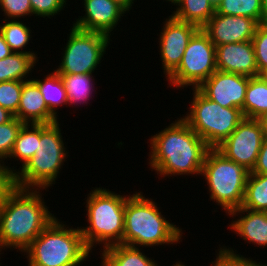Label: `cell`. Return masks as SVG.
<instances>
[{
  "label": "cell",
  "mask_w": 267,
  "mask_h": 266,
  "mask_svg": "<svg viewBox=\"0 0 267 266\" xmlns=\"http://www.w3.org/2000/svg\"><path fill=\"white\" fill-rule=\"evenodd\" d=\"M260 75L267 80V69H265Z\"/></svg>",
  "instance_id": "cell-42"
},
{
  "label": "cell",
  "mask_w": 267,
  "mask_h": 266,
  "mask_svg": "<svg viewBox=\"0 0 267 266\" xmlns=\"http://www.w3.org/2000/svg\"><path fill=\"white\" fill-rule=\"evenodd\" d=\"M25 123L15 116L7 123L0 125V160L5 161L12 152L15 140Z\"/></svg>",
  "instance_id": "cell-29"
},
{
  "label": "cell",
  "mask_w": 267,
  "mask_h": 266,
  "mask_svg": "<svg viewBox=\"0 0 267 266\" xmlns=\"http://www.w3.org/2000/svg\"><path fill=\"white\" fill-rule=\"evenodd\" d=\"M261 24L267 25V0H262Z\"/></svg>",
  "instance_id": "cell-40"
},
{
  "label": "cell",
  "mask_w": 267,
  "mask_h": 266,
  "mask_svg": "<svg viewBox=\"0 0 267 266\" xmlns=\"http://www.w3.org/2000/svg\"><path fill=\"white\" fill-rule=\"evenodd\" d=\"M241 207L267 212V174L249 173Z\"/></svg>",
  "instance_id": "cell-25"
},
{
  "label": "cell",
  "mask_w": 267,
  "mask_h": 266,
  "mask_svg": "<svg viewBox=\"0 0 267 266\" xmlns=\"http://www.w3.org/2000/svg\"><path fill=\"white\" fill-rule=\"evenodd\" d=\"M215 262L211 266H267V264L258 263L252 258H245L241 254H237L236 250L227 248L226 246L219 247Z\"/></svg>",
  "instance_id": "cell-31"
},
{
  "label": "cell",
  "mask_w": 267,
  "mask_h": 266,
  "mask_svg": "<svg viewBox=\"0 0 267 266\" xmlns=\"http://www.w3.org/2000/svg\"><path fill=\"white\" fill-rule=\"evenodd\" d=\"M23 81L0 82V106L15 115L17 113Z\"/></svg>",
  "instance_id": "cell-30"
},
{
  "label": "cell",
  "mask_w": 267,
  "mask_h": 266,
  "mask_svg": "<svg viewBox=\"0 0 267 266\" xmlns=\"http://www.w3.org/2000/svg\"><path fill=\"white\" fill-rule=\"evenodd\" d=\"M31 79L38 85L49 111L57 118V107L69 104L67 92L60 74L53 71L45 76V79Z\"/></svg>",
  "instance_id": "cell-23"
},
{
  "label": "cell",
  "mask_w": 267,
  "mask_h": 266,
  "mask_svg": "<svg viewBox=\"0 0 267 266\" xmlns=\"http://www.w3.org/2000/svg\"><path fill=\"white\" fill-rule=\"evenodd\" d=\"M228 215L232 216V218L240 215L237 220L232 221L229 225L231 231L233 230L235 234H238L241 238L243 237V240L247 241V243L256 244L261 248L267 246L266 211H253L240 207L230 211Z\"/></svg>",
  "instance_id": "cell-18"
},
{
  "label": "cell",
  "mask_w": 267,
  "mask_h": 266,
  "mask_svg": "<svg viewBox=\"0 0 267 266\" xmlns=\"http://www.w3.org/2000/svg\"><path fill=\"white\" fill-rule=\"evenodd\" d=\"M266 131L258 119L245 118L216 149L226 158L252 171Z\"/></svg>",
  "instance_id": "cell-11"
},
{
  "label": "cell",
  "mask_w": 267,
  "mask_h": 266,
  "mask_svg": "<svg viewBox=\"0 0 267 266\" xmlns=\"http://www.w3.org/2000/svg\"><path fill=\"white\" fill-rule=\"evenodd\" d=\"M13 51L9 47V45L6 43L3 35L0 33V60L11 55Z\"/></svg>",
  "instance_id": "cell-37"
},
{
  "label": "cell",
  "mask_w": 267,
  "mask_h": 266,
  "mask_svg": "<svg viewBox=\"0 0 267 266\" xmlns=\"http://www.w3.org/2000/svg\"><path fill=\"white\" fill-rule=\"evenodd\" d=\"M257 25L258 23L252 18L221 15L215 12L202 30L215 46H219L252 40Z\"/></svg>",
  "instance_id": "cell-14"
},
{
  "label": "cell",
  "mask_w": 267,
  "mask_h": 266,
  "mask_svg": "<svg viewBox=\"0 0 267 266\" xmlns=\"http://www.w3.org/2000/svg\"><path fill=\"white\" fill-rule=\"evenodd\" d=\"M216 65L218 71L247 77L260 76L252 40L216 46Z\"/></svg>",
  "instance_id": "cell-16"
},
{
  "label": "cell",
  "mask_w": 267,
  "mask_h": 266,
  "mask_svg": "<svg viewBox=\"0 0 267 266\" xmlns=\"http://www.w3.org/2000/svg\"><path fill=\"white\" fill-rule=\"evenodd\" d=\"M258 120L262 124V126L264 127L266 134H267V112H265L263 115H261L258 118Z\"/></svg>",
  "instance_id": "cell-41"
},
{
  "label": "cell",
  "mask_w": 267,
  "mask_h": 266,
  "mask_svg": "<svg viewBox=\"0 0 267 266\" xmlns=\"http://www.w3.org/2000/svg\"><path fill=\"white\" fill-rule=\"evenodd\" d=\"M68 0H30L33 15L36 17H48L60 14L59 12L63 10L66 6Z\"/></svg>",
  "instance_id": "cell-34"
},
{
  "label": "cell",
  "mask_w": 267,
  "mask_h": 266,
  "mask_svg": "<svg viewBox=\"0 0 267 266\" xmlns=\"http://www.w3.org/2000/svg\"><path fill=\"white\" fill-rule=\"evenodd\" d=\"M14 116L29 124H51L59 121L49 111L38 85L32 79L23 81L19 107Z\"/></svg>",
  "instance_id": "cell-17"
},
{
  "label": "cell",
  "mask_w": 267,
  "mask_h": 266,
  "mask_svg": "<svg viewBox=\"0 0 267 266\" xmlns=\"http://www.w3.org/2000/svg\"><path fill=\"white\" fill-rule=\"evenodd\" d=\"M258 73L267 69V25L258 24L252 38Z\"/></svg>",
  "instance_id": "cell-32"
},
{
  "label": "cell",
  "mask_w": 267,
  "mask_h": 266,
  "mask_svg": "<svg viewBox=\"0 0 267 266\" xmlns=\"http://www.w3.org/2000/svg\"><path fill=\"white\" fill-rule=\"evenodd\" d=\"M216 70V46L200 28L190 39L181 63L167 81L176 88H198Z\"/></svg>",
  "instance_id": "cell-9"
},
{
  "label": "cell",
  "mask_w": 267,
  "mask_h": 266,
  "mask_svg": "<svg viewBox=\"0 0 267 266\" xmlns=\"http://www.w3.org/2000/svg\"><path fill=\"white\" fill-rule=\"evenodd\" d=\"M161 29L158 39L161 53L159 55L167 78L181 63L190 39L200 28L170 15Z\"/></svg>",
  "instance_id": "cell-12"
},
{
  "label": "cell",
  "mask_w": 267,
  "mask_h": 266,
  "mask_svg": "<svg viewBox=\"0 0 267 266\" xmlns=\"http://www.w3.org/2000/svg\"><path fill=\"white\" fill-rule=\"evenodd\" d=\"M177 119L149 139V166L164 178L201 175L210 147L181 117Z\"/></svg>",
  "instance_id": "cell-2"
},
{
  "label": "cell",
  "mask_w": 267,
  "mask_h": 266,
  "mask_svg": "<svg viewBox=\"0 0 267 266\" xmlns=\"http://www.w3.org/2000/svg\"><path fill=\"white\" fill-rule=\"evenodd\" d=\"M91 191L86 200L89 226L80 227L84 244L90 252L95 244L103 245L101 250L123 244L127 197L100 187Z\"/></svg>",
  "instance_id": "cell-4"
},
{
  "label": "cell",
  "mask_w": 267,
  "mask_h": 266,
  "mask_svg": "<svg viewBox=\"0 0 267 266\" xmlns=\"http://www.w3.org/2000/svg\"><path fill=\"white\" fill-rule=\"evenodd\" d=\"M2 8V12L7 20L17 19L26 15L32 16V6L30 0H0V9Z\"/></svg>",
  "instance_id": "cell-33"
},
{
  "label": "cell",
  "mask_w": 267,
  "mask_h": 266,
  "mask_svg": "<svg viewBox=\"0 0 267 266\" xmlns=\"http://www.w3.org/2000/svg\"><path fill=\"white\" fill-rule=\"evenodd\" d=\"M250 173L267 174V134L263 140L256 164Z\"/></svg>",
  "instance_id": "cell-36"
},
{
  "label": "cell",
  "mask_w": 267,
  "mask_h": 266,
  "mask_svg": "<svg viewBox=\"0 0 267 266\" xmlns=\"http://www.w3.org/2000/svg\"><path fill=\"white\" fill-rule=\"evenodd\" d=\"M215 12L252 18L261 24L262 0H219L215 5Z\"/></svg>",
  "instance_id": "cell-28"
},
{
  "label": "cell",
  "mask_w": 267,
  "mask_h": 266,
  "mask_svg": "<svg viewBox=\"0 0 267 266\" xmlns=\"http://www.w3.org/2000/svg\"><path fill=\"white\" fill-rule=\"evenodd\" d=\"M40 189L12 186L0 201V249L23 252L56 219Z\"/></svg>",
  "instance_id": "cell-1"
},
{
  "label": "cell",
  "mask_w": 267,
  "mask_h": 266,
  "mask_svg": "<svg viewBox=\"0 0 267 266\" xmlns=\"http://www.w3.org/2000/svg\"><path fill=\"white\" fill-rule=\"evenodd\" d=\"M215 5L219 2V0H211Z\"/></svg>",
  "instance_id": "cell-45"
},
{
  "label": "cell",
  "mask_w": 267,
  "mask_h": 266,
  "mask_svg": "<svg viewBox=\"0 0 267 266\" xmlns=\"http://www.w3.org/2000/svg\"><path fill=\"white\" fill-rule=\"evenodd\" d=\"M101 252V266H159L138 247L117 244Z\"/></svg>",
  "instance_id": "cell-19"
},
{
  "label": "cell",
  "mask_w": 267,
  "mask_h": 266,
  "mask_svg": "<svg viewBox=\"0 0 267 266\" xmlns=\"http://www.w3.org/2000/svg\"><path fill=\"white\" fill-rule=\"evenodd\" d=\"M249 77L216 70L198 89L222 107L239 108L243 113Z\"/></svg>",
  "instance_id": "cell-13"
},
{
  "label": "cell",
  "mask_w": 267,
  "mask_h": 266,
  "mask_svg": "<svg viewBox=\"0 0 267 266\" xmlns=\"http://www.w3.org/2000/svg\"><path fill=\"white\" fill-rule=\"evenodd\" d=\"M82 3L85 14L83 17L79 16L73 26L85 31L99 32L108 37L127 13L113 0H84Z\"/></svg>",
  "instance_id": "cell-15"
},
{
  "label": "cell",
  "mask_w": 267,
  "mask_h": 266,
  "mask_svg": "<svg viewBox=\"0 0 267 266\" xmlns=\"http://www.w3.org/2000/svg\"><path fill=\"white\" fill-rule=\"evenodd\" d=\"M0 160V201L6 192L13 186V175L16 173L15 167H8Z\"/></svg>",
  "instance_id": "cell-35"
},
{
  "label": "cell",
  "mask_w": 267,
  "mask_h": 266,
  "mask_svg": "<svg viewBox=\"0 0 267 266\" xmlns=\"http://www.w3.org/2000/svg\"><path fill=\"white\" fill-rule=\"evenodd\" d=\"M37 147L38 124L25 123L19 131L12 152L8 158H15L17 161L20 160L23 167L35 155Z\"/></svg>",
  "instance_id": "cell-26"
},
{
  "label": "cell",
  "mask_w": 267,
  "mask_h": 266,
  "mask_svg": "<svg viewBox=\"0 0 267 266\" xmlns=\"http://www.w3.org/2000/svg\"><path fill=\"white\" fill-rule=\"evenodd\" d=\"M123 244L153 247L180 243L182 229L166 220L156 202L142 192L126 195Z\"/></svg>",
  "instance_id": "cell-3"
},
{
  "label": "cell",
  "mask_w": 267,
  "mask_h": 266,
  "mask_svg": "<svg viewBox=\"0 0 267 266\" xmlns=\"http://www.w3.org/2000/svg\"><path fill=\"white\" fill-rule=\"evenodd\" d=\"M172 266H173V265H172ZM174 266H185V265H184V263H182V262L178 261V262H176V263H175V265H174Z\"/></svg>",
  "instance_id": "cell-44"
},
{
  "label": "cell",
  "mask_w": 267,
  "mask_h": 266,
  "mask_svg": "<svg viewBox=\"0 0 267 266\" xmlns=\"http://www.w3.org/2000/svg\"><path fill=\"white\" fill-rule=\"evenodd\" d=\"M59 122L38 124V147L35 155L13 175V185L25 189H45L56 184L67 158Z\"/></svg>",
  "instance_id": "cell-5"
},
{
  "label": "cell",
  "mask_w": 267,
  "mask_h": 266,
  "mask_svg": "<svg viewBox=\"0 0 267 266\" xmlns=\"http://www.w3.org/2000/svg\"><path fill=\"white\" fill-rule=\"evenodd\" d=\"M177 9L171 14L178 20L202 28L215 14V4L211 0H179Z\"/></svg>",
  "instance_id": "cell-20"
},
{
  "label": "cell",
  "mask_w": 267,
  "mask_h": 266,
  "mask_svg": "<svg viewBox=\"0 0 267 266\" xmlns=\"http://www.w3.org/2000/svg\"><path fill=\"white\" fill-rule=\"evenodd\" d=\"M249 173L245 167L226 158L216 148H210L201 176L207 181L210 198L228 214L242 206Z\"/></svg>",
  "instance_id": "cell-7"
},
{
  "label": "cell",
  "mask_w": 267,
  "mask_h": 266,
  "mask_svg": "<svg viewBox=\"0 0 267 266\" xmlns=\"http://www.w3.org/2000/svg\"><path fill=\"white\" fill-rule=\"evenodd\" d=\"M71 28L61 63L54 71L58 74L94 73L112 40L99 32Z\"/></svg>",
  "instance_id": "cell-10"
},
{
  "label": "cell",
  "mask_w": 267,
  "mask_h": 266,
  "mask_svg": "<svg viewBox=\"0 0 267 266\" xmlns=\"http://www.w3.org/2000/svg\"><path fill=\"white\" fill-rule=\"evenodd\" d=\"M4 23L0 25V33L3 35L6 43L11 50L16 53L37 54L34 51H24L25 47L31 40V30L22 21L11 19L7 22V19L2 20ZM23 48V49H22ZM21 50V51H20Z\"/></svg>",
  "instance_id": "cell-27"
},
{
  "label": "cell",
  "mask_w": 267,
  "mask_h": 266,
  "mask_svg": "<svg viewBox=\"0 0 267 266\" xmlns=\"http://www.w3.org/2000/svg\"><path fill=\"white\" fill-rule=\"evenodd\" d=\"M193 100L186 116L181 117L210 148L218 147L244 119L239 108L222 107L193 88Z\"/></svg>",
  "instance_id": "cell-8"
},
{
  "label": "cell",
  "mask_w": 267,
  "mask_h": 266,
  "mask_svg": "<svg viewBox=\"0 0 267 266\" xmlns=\"http://www.w3.org/2000/svg\"><path fill=\"white\" fill-rule=\"evenodd\" d=\"M120 5L126 12H129L135 0H113Z\"/></svg>",
  "instance_id": "cell-39"
},
{
  "label": "cell",
  "mask_w": 267,
  "mask_h": 266,
  "mask_svg": "<svg viewBox=\"0 0 267 266\" xmlns=\"http://www.w3.org/2000/svg\"><path fill=\"white\" fill-rule=\"evenodd\" d=\"M265 112H267V80L261 75L249 77L243 104V116L258 119Z\"/></svg>",
  "instance_id": "cell-22"
},
{
  "label": "cell",
  "mask_w": 267,
  "mask_h": 266,
  "mask_svg": "<svg viewBox=\"0 0 267 266\" xmlns=\"http://www.w3.org/2000/svg\"><path fill=\"white\" fill-rule=\"evenodd\" d=\"M14 115L0 106V125L10 121Z\"/></svg>",
  "instance_id": "cell-38"
},
{
  "label": "cell",
  "mask_w": 267,
  "mask_h": 266,
  "mask_svg": "<svg viewBox=\"0 0 267 266\" xmlns=\"http://www.w3.org/2000/svg\"><path fill=\"white\" fill-rule=\"evenodd\" d=\"M93 73L86 74H60L69 100V105L88 104L94 92ZM93 91V92H92Z\"/></svg>",
  "instance_id": "cell-24"
},
{
  "label": "cell",
  "mask_w": 267,
  "mask_h": 266,
  "mask_svg": "<svg viewBox=\"0 0 267 266\" xmlns=\"http://www.w3.org/2000/svg\"><path fill=\"white\" fill-rule=\"evenodd\" d=\"M166 2L168 1V2H171V4H174V5H176V3L179 1V0H165Z\"/></svg>",
  "instance_id": "cell-43"
},
{
  "label": "cell",
  "mask_w": 267,
  "mask_h": 266,
  "mask_svg": "<svg viewBox=\"0 0 267 266\" xmlns=\"http://www.w3.org/2000/svg\"><path fill=\"white\" fill-rule=\"evenodd\" d=\"M37 54L13 52L0 60V82L3 81H28V75L38 62ZM27 76V77H26Z\"/></svg>",
  "instance_id": "cell-21"
},
{
  "label": "cell",
  "mask_w": 267,
  "mask_h": 266,
  "mask_svg": "<svg viewBox=\"0 0 267 266\" xmlns=\"http://www.w3.org/2000/svg\"><path fill=\"white\" fill-rule=\"evenodd\" d=\"M23 253L28 266H80L90 255L80 228H69L57 218Z\"/></svg>",
  "instance_id": "cell-6"
}]
</instances>
